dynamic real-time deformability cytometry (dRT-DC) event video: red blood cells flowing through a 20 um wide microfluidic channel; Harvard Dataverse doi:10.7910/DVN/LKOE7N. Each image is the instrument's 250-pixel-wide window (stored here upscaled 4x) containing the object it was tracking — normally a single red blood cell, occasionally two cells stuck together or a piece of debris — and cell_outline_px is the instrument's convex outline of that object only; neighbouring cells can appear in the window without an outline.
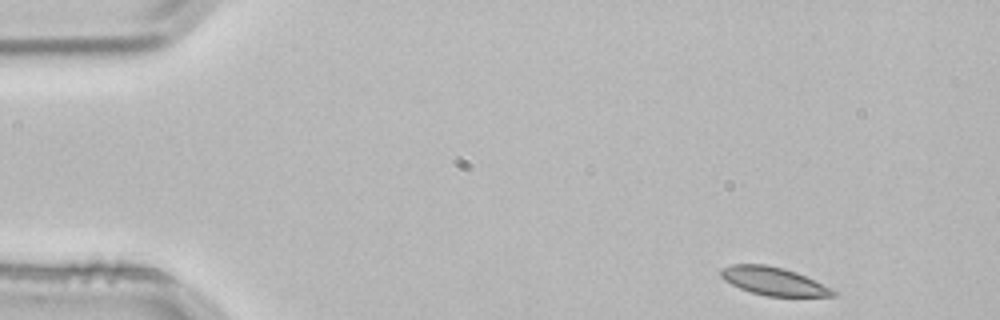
{"species": "common noctule bat (a hibernating species)", "species_latin": "Nyctalus noctula", "temperature_condition": "room temperature", "stored_images_in_passage": 3, "camera_frame_rate_fps": 3000, "um_per_image_px": 0.085, "animal": {"sex": "male", "body_mass_g": 21.5, "forearm_length_mm": 52.0}, "frame": {"image": 1, "passage_image": 1, "time_ms": 0.0, "image_size_px": [1000, 320], "cell_outline_px": [[836, 296], [768, 296], [752, 292], [740, 288], [724, 280], [720, 276], [720, 268], [732, 264], [764, 264], [784, 268], [796, 272], [832, 288], [836, 292]], "centroid_in_image_um": [65.73, 23.89], "position_along_channel_um": 19.3, "area_um2": 18.26}}
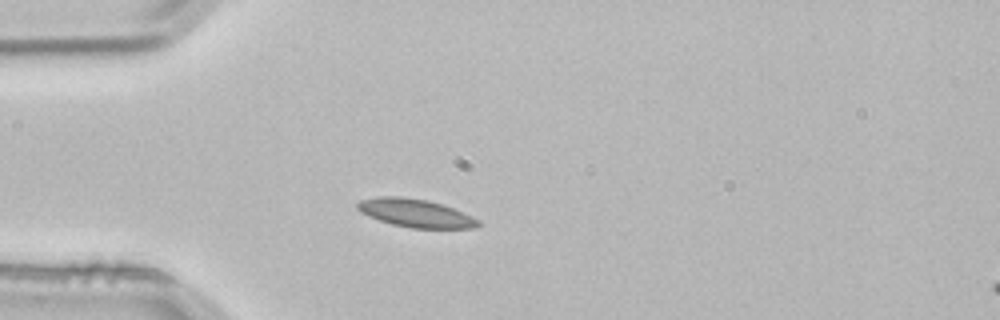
{"frame": {"image": 2, "passage_image": 3, "time_ms": 0.667, "image_size_px": [1000, 320], "cell_outline_px": [[480, 224], [472, 228], [412, 228], [392, 224], [368, 216], [360, 212], [356, 208], [356, 204], [360, 200], [380, 196], [400, 196], [428, 200], [452, 208], [472, 216], [480, 220]], "centroid_in_image_um": [35.29, 18.11], "position_along_channel_um": 49.7, "area_um2": 19.71}}